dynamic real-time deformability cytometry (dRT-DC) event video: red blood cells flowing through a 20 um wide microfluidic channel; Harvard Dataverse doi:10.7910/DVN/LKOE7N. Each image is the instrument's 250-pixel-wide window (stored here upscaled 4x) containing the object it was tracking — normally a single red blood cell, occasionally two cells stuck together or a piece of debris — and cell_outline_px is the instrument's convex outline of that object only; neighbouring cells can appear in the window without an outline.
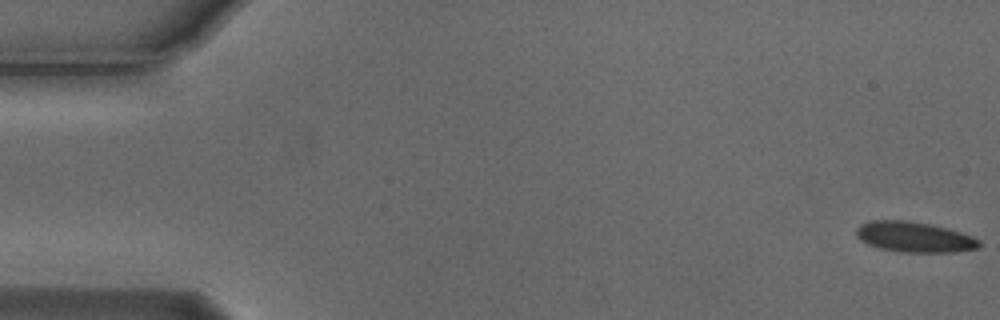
{"species": "Egyptian fruit bat (a non-hibernating species)", "species_latin": "Rousettus aegyptiacus", "temperature_condition": "cold", "stored_images_in_passage": 5, "camera_frame_rate_fps": 3000, "um_per_image_px": 0.085, "animal": {"sex": "male"}, "frame": {"image": 1, "passage_image": 1, "time_ms": 0.0, "image_size_px": [1000, 320], "cell_outline_px": [[980, 248], [956, 252], [900, 252], [880, 248], [868, 244], [860, 240], [856, 236], [856, 228], [860, 224], [872, 220], [908, 220], [932, 224], [948, 228], [972, 236], [980, 240]], "centroid_in_image_um": [77.72, 20.14], "position_along_channel_um": 7.3, "area_um2": 22.02}}